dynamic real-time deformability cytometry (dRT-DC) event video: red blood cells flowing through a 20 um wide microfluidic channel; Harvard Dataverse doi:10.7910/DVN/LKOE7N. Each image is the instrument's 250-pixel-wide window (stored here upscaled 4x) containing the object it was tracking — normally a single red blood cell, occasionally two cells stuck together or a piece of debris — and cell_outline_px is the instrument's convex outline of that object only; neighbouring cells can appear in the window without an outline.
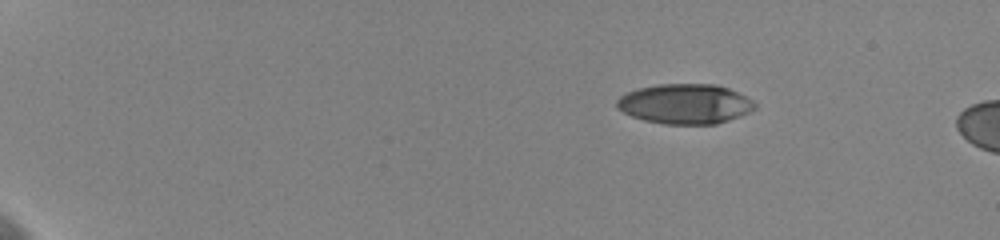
{"species": "human", "species_latin": "Homo sapiens", "temperature_condition": "cold", "stored_images_in_passage": 10, "camera_frame_rate_fps": 3000, "um_per_image_px": 0.085, "donor": {"sex": "female"}, "frame": {"image": 1, "passage_image": 1, "time_ms": 0.0, "image_size_px": [1000, 240], "cell_outline_px": [[756, 108], [740, 116], [716, 124], [664, 124], [644, 120], [632, 116], [616, 108], [616, 100], [620, 96], [628, 92], [640, 88], [660, 84], [716, 84], [728, 88], [752, 100], [756, 104]], "centroid_in_image_um": [58.22, 8.83], "position_along_channel_um": 26.8, "area_um2": 31.96}}